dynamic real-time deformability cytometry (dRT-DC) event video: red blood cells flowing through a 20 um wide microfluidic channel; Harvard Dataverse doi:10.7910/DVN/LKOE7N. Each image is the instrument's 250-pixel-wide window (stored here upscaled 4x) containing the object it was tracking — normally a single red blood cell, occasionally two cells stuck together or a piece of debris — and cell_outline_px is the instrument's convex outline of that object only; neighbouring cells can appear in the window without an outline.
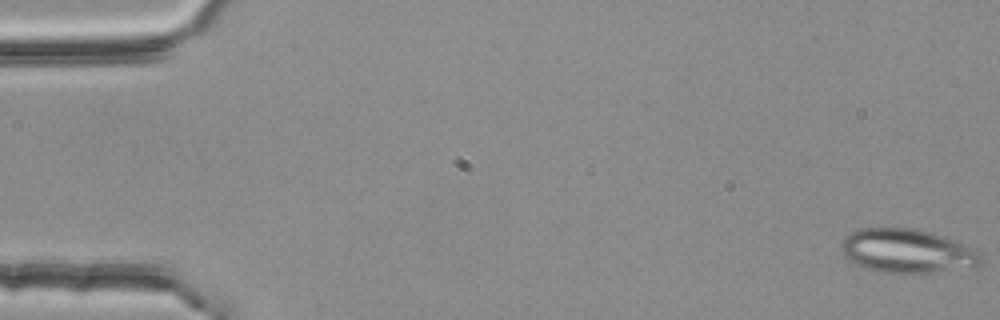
{"species": "common noctule bat (a hibernating species)", "species_latin": "Nyctalus noctula", "temperature_condition": "room temperature", "stored_images_in_passage": 4, "camera_frame_rate_fps": 3000, "um_per_image_px": 0.085, "animal": {"sex": "female", "body_mass_g": 25.1}, "frame": {"image": 1, "passage_image": 1, "time_ms": 0.0, "image_size_px": [1000, 320], "cell_outline_px": [[984, 260], [980, 268], [900, 276], [868, 268], [848, 260], [844, 256], [840, 248], [840, 244], [844, 236], [860, 228], [916, 228], [944, 236], [980, 248], [984, 252]], "centroid_in_image_um": [77.27, 21.37], "position_along_channel_um": 7.7, "area_um2": 37.51}}